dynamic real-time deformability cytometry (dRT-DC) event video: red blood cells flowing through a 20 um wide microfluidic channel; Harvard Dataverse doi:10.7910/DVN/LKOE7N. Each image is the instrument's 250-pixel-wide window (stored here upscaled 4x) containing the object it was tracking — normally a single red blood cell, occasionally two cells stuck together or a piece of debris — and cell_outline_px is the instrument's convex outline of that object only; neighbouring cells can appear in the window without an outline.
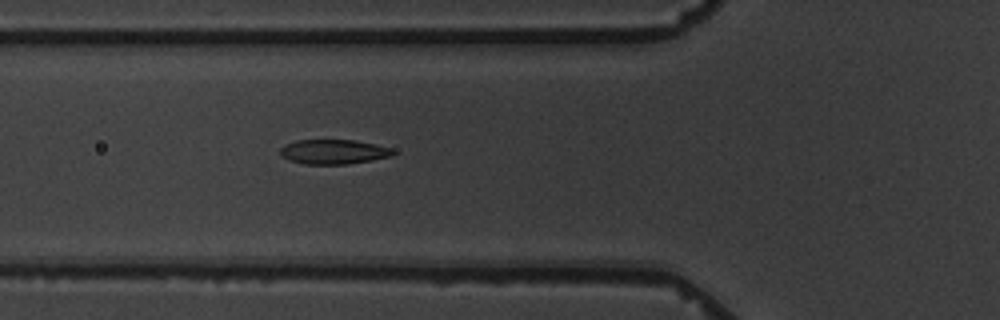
{"species": "common noctule bat (a hibernating species)", "species_latin": "Nyctalus noctula", "temperature_condition": "warm", "stored_images_in_passage": 6, "camera_frame_rate_fps": 3000, "um_per_image_px": 0.085, "animal": {"sex": "male", "body_mass_g": 19.5, "forearm_length_mm": 54.6}, "frame": {"image": 1, "passage_image": 6, "time_ms": 6.667, "image_size_px": [1000, 320], "cell_outline_px": [[396, 152], [392, 156], [372, 160], [348, 164], [304, 164], [288, 160], [280, 156], [280, 148], [284, 144], [296, 140], [356, 140], [376, 144], [392, 148]], "centroid_in_image_um": [28.34, 12.9], "position_along_channel_um": 97.5, "area_um2": 16.42}}